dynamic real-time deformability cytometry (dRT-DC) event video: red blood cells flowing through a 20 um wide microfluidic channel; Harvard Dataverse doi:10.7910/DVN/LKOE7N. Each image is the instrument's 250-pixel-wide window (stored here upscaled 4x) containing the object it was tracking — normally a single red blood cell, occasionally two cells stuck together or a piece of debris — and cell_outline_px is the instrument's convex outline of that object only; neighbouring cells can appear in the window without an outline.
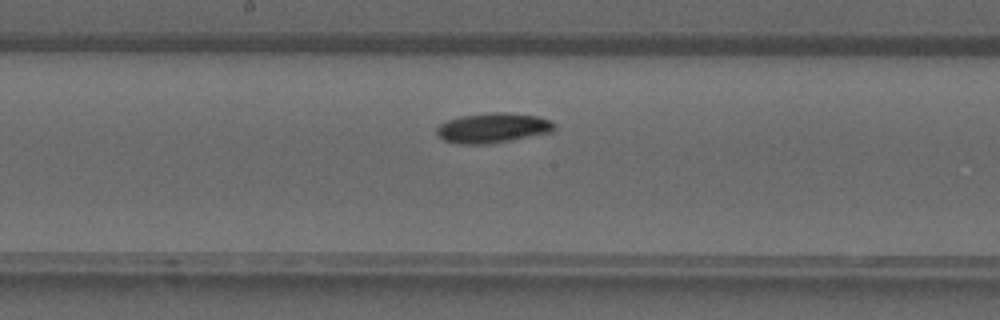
{"species": "common noctule bat (a hibernating species)", "species_latin": "Nyctalus noctula", "temperature_condition": "warm", "stored_images_in_passage": 20, "camera_frame_rate_fps": 3000, "um_per_image_px": 0.085, "animal": {"sex": "male", "forearm_length_mm": 52.5}, "frame": {"image": 1, "passage_image": 13, "time_ms": 4.0, "image_size_px": [1000, 320], "cell_outline_px": [[556, 128], [552, 132], [512, 140], [488, 144], [460, 144], [444, 140], [436, 132], [436, 128], [440, 124], [448, 120], [460, 116], [492, 112], [504, 112], [536, 116], [548, 120], [556, 124]], "centroid_in_image_um": [41.9, 10.87], "position_along_channel_um": 206.3, "area_um2": 20.46}}
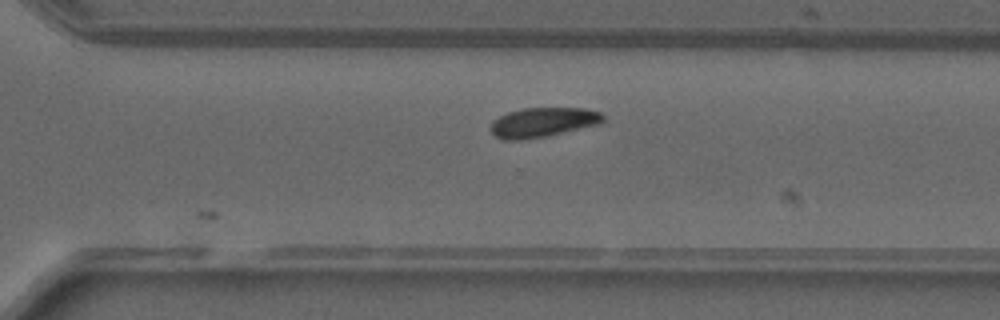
{"frame": {"image": 2, "passage_image": 20, "time_ms": 6.333, "image_size_px": [1000, 320], "cell_outline_px": [[604, 120], [600, 124], [548, 136], [520, 140], [504, 140], [496, 136], [488, 128], [492, 120], [508, 112], [524, 108], [584, 108], [600, 112], [604, 116]], "centroid_in_image_um": [46.13, 10.4], "position_along_channel_um": 324.5, "area_um2": 19.54}}